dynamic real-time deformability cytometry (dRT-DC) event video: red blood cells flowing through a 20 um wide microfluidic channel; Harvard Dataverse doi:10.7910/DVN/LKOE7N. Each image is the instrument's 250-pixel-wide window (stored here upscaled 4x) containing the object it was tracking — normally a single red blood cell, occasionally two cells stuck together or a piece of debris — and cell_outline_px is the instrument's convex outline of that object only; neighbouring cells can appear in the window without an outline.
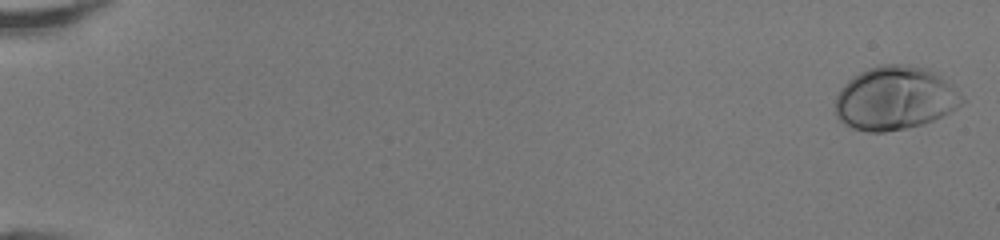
{"species": "human", "species_latin": "Homo sapiens", "temperature_condition": "room temperature", "stored_images_in_passage": 49, "camera_frame_rate_fps": 3000, "um_per_image_px": 0.085, "donor": {"sex": "female"}, "frame": {"image": 1, "passage_image": 1, "time_ms": 0.0, "image_size_px": [1000, 240], "cell_outline_px": [[968, 100], [964, 104], [924, 124], [884, 132], [868, 132], [852, 128], [840, 120], [836, 116], [836, 96], [840, 88], [848, 80], [860, 72], [868, 68], [880, 64], [900, 64], [928, 68], [936, 72], [964, 96]], "centroid_in_image_um": [76.08, 8.34], "position_along_channel_um": 8.9, "area_um2": 46.99}}
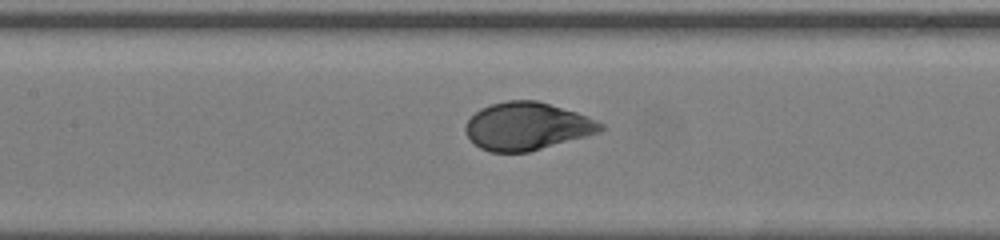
{"frame": {"image": 2, "passage_image": 25, "time_ms": 8.0, "image_size_px": [1000, 240], "cell_outline_px": [[604, 128], [600, 132], [528, 152], [488, 152], [480, 148], [464, 132], [464, 124], [480, 108], [492, 104], [508, 100], [536, 100], [576, 112], [604, 124]], "centroid_in_image_um": [44.76, 10.73], "position_along_channel_um": 162.6, "area_um2": 37.28}}
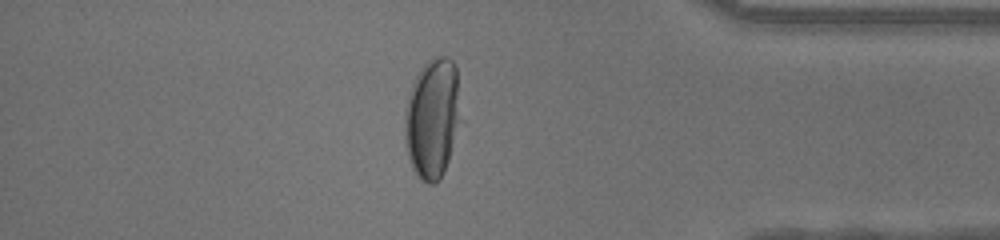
{"frame": {"image": 3, "passage_image": 43, "time_ms": 14.0, "image_size_px": [1000, 240], "cell_outline_px": [[464, 120], [444, 172], [436, 184], [428, 184], [420, 180], [416, 176], [412, 168], [404, 144], [404, 112], [408, 92], [420, 68], [428, 60], [436, 56], [448, 56], [456, 64]], "centroid_in_image_um": [36.8, 10.05], "position_along_channel_um": 398.4, "area_um2": 41.1}, "authors_computed_cell_mechanics": {"area_um2": 39.1884, "velocity_mm_per_s": 4.2665, "shape_relaxation_time_tau1_ms": 2.8483, "shape_relaxation_time_tau2_ms": null, "deformation_change_tau1": 0.1852, "deformation_change_tau2": null}}